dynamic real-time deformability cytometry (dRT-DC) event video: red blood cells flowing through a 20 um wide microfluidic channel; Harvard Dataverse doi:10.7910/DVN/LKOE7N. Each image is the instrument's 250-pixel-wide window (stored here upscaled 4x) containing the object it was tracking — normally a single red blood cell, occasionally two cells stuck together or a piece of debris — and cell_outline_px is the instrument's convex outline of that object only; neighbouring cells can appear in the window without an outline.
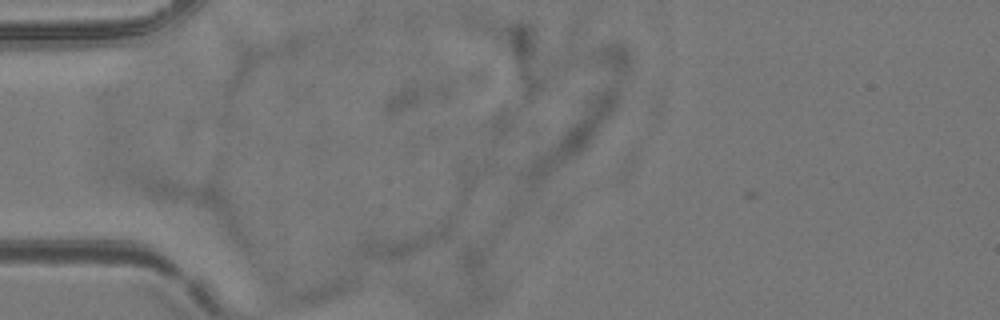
{"species": "common noctule bat (a hibernating species)", "species_latin": "Nyctalus noctula", "temperature_condition": "room temperature", "stored_images_in_passage": 3, "camera_frame_rate_fps": 3000, "um_per_image_px": 0.085, "animal": {"sex": "female", "body_mass_g": 24.6, "forearm_length_mm": 56.2}, "frame": {"image": 1, "passage_image": 2, "time_ms": 0.333, "image_size_px": [1000, 320], "cell_outline_px": [[448, 232], [444, 236], [428, 244], [400, 256], [364, 256], [360, 252], [360, 244], [368, 236], [444, 220], [448, 220]], "centroid_in_image_um": [34.28, 20.38], "position_along_channel_um": 50.7, "area_um2": 13.58}}